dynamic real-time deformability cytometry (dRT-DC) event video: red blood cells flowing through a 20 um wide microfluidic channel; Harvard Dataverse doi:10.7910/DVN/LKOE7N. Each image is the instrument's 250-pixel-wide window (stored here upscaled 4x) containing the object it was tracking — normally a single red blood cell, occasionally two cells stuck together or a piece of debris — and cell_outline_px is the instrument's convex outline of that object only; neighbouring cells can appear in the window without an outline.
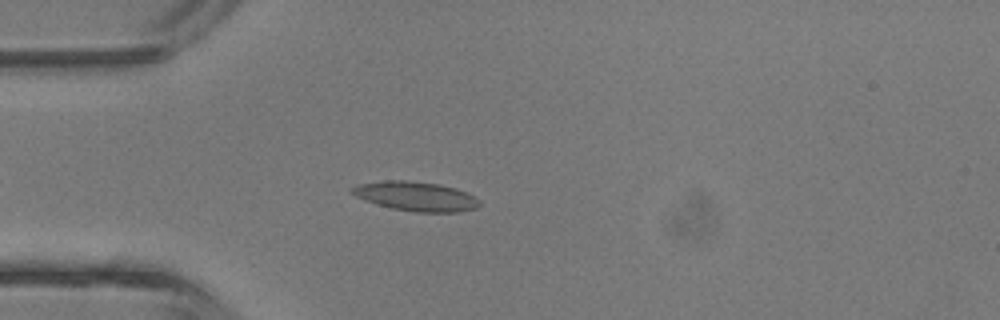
{"species": "common noctule bat (a hibernating species)", "species_latin": "Nyctalus noctula", "temperature_condition": "room temperature", "stored_images_in_passage": 31, "camera_frame_rate_fps": 3000, "um_per_image_px": 0.085, "animal": {"sex": "male", "body_mass_g": 13.3}, "frame": {"image": 1, "passage_image": 6, "time_ms": 1.667, "image_size_px": [1000, 320], "cell_outline_px": [[480, 204], [476, 208], [460, 212], [416, 212], [392, 208], [376, 204], [364, 200], [348, 192], [348, 188], [356, 184], [384, 180], [408, 180], [440, 184], [456, 188], [468, 192], [480, 200]], "centroid_in_image_um": [35.32, 16.67], "position_along_channel_um": 49.7, "area_um2": 22.2}}
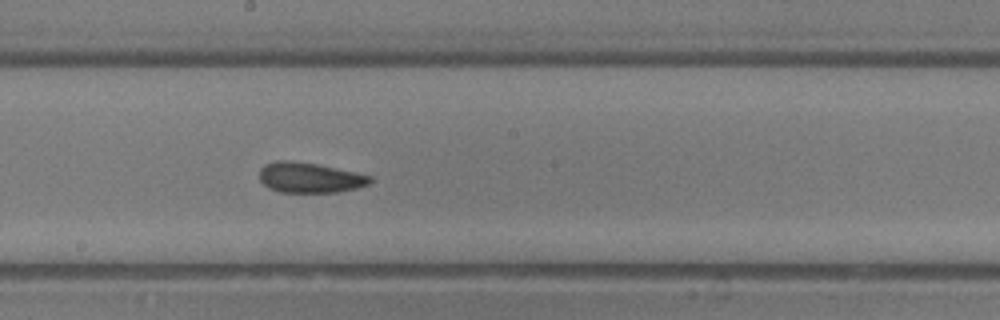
{"frame": {"image": 2, "passage_image": 17, "time_ms": 5.333, "image_size_px": [1000, 320], "cell_outline_px": [[372, 180], [368, 184], [356, 188], [340, 192], [280, 192], [268, 188], [260, 180], [260, 168], [264, 164], [276, 160], [288, 160], [316, 164], [356, 172], [372, 176]], "centroid_in_image_um": [26.31, 15.09], "position_along_channel_um": 221.9, "area_um2": 19.54}}
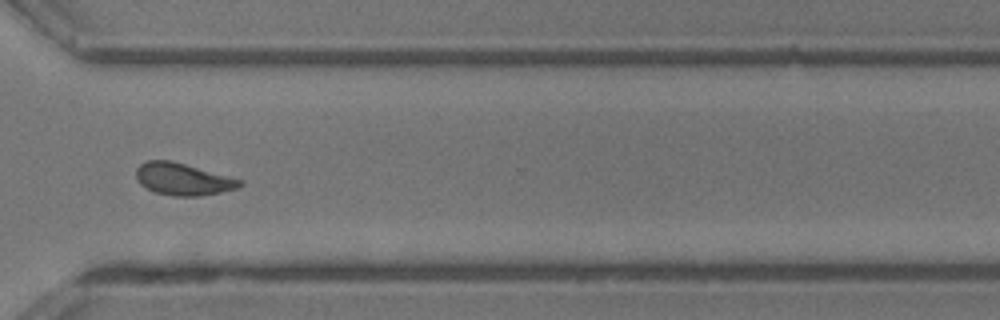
{"frame": {"image": 3, "passage_image": 25, "time_ms": 8.0, "image_size_px": [1000, 320], "cell_outline_px": [[244, 184], [236, 188], [220, 192], [200, 196], [172, 196], [156, 192], [140, 184], [136, 180], [136, 168], [140, 164], [148, 160], [172, 160], [244, 180]], "centroid_in_image_um": [15.55, 15.22], "position_along_channel_um": 355.0, "area_um2": 19.48}, "authors_computed_cell_mechanics": {"area_um2": 19.3052, "velocity_mm_per_s": 4.9984, "shape_relaxation_time_tau1_ms": 2.8833, "shape_relaxation_time_tau2_ms": 1.62, "deformation_change_tau1": 0.1231, "deformation_change_tau2": 0.0875}}